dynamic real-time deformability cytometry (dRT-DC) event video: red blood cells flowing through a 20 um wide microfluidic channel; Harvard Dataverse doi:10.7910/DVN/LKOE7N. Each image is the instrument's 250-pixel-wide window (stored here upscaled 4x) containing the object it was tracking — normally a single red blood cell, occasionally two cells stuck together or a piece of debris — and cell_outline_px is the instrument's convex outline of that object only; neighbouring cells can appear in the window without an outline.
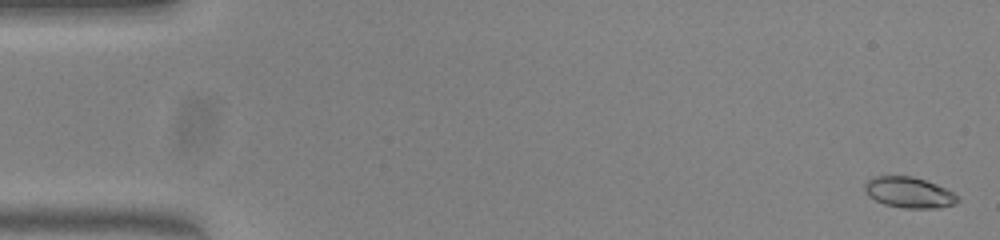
{"species": "common noctule bat (a hibernating species)", "species_latin": "Nyctalus noctula", "temperature_condition": "warm", "stored_images_in_passage": 52, "camera_frame_rate_fps": 3000, "um_per_image_px": 0.085, "animal": {"sex": "female", "body_mass_g": 23.0, "forearm_length_mm": 53.4}, "frame": {"image": 1, "passage_image": 2, "time_ms": 0.333, "image_size_px": [1000, 240], "cell_outline_px": [[960, 200], [956, 204], [940, 208], [904, 208], [884, 204], [876, 200], [864, 188], [864, 184], [868, 180], [876, 176], [912, 176], [936, 184], [952, 192]], "centroid_in_image_um": [77.3, 16.37], "position_along_channel_um": 7.7, "area_um2": 16.42}}
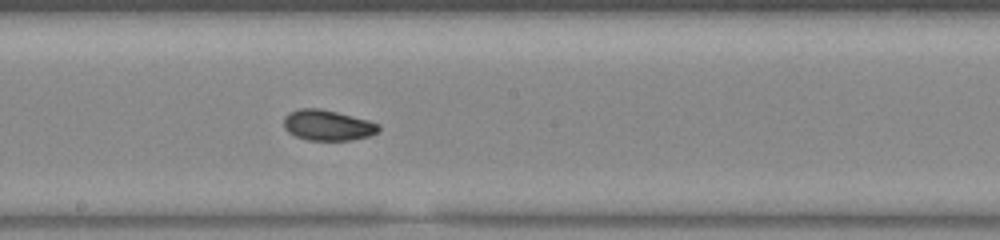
{"frame": {"image": 2, "passage_image": 29, "time_ms": 9.333, "image_size_px": [1000, 240], "cell_outline_px": [[380, 128], [376, 132], [368, 136], [352, 140], [308, 140], [296, 136], [288, 132], [284, 128], [284, 116], [288, 112], [300, 108], [320, 108], [368, 120], [380, 124]], "centroid_in_image_um": [27.82, 10.64], "position_along_channel_um": 220.4, "area_um2": 16.88}}
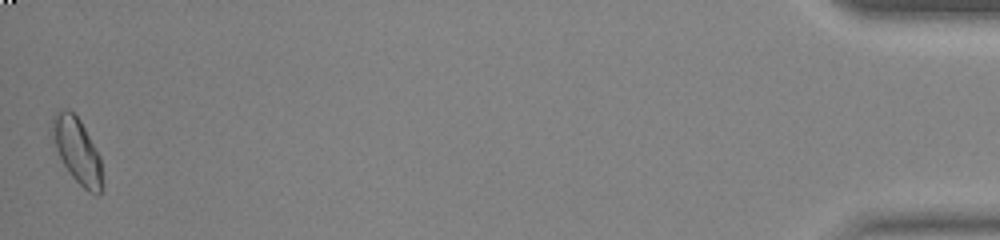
{"frame": {"image": 3, "passage_image": 52, "time_ms": 17.0, "image_size_px": [1000, 240], "cell_outline_px": [[100, 192], [96, 196], [88, 192], [72, 176], [64, 164], [56, 148], [52, 136], [56, 112], [64, 108], [68, 108], [80, 120], [100, 156]], "centroid_in_image_um": [6.56, 12.79], "position_along_channel_um": 428.6, "area_um2": 18.15}, "authors_computed_cell_mechanics": {"area_um2": 16.7909, "velocity_mm_per_s": 3.9917, "shape_relaxation_time_tau1_ms": 3.7648, "shape_relaxation_time_tau2_ms": 2.2016, "deformation_change_tau1": 0.1427, "deformation_change_tau2": 0.0641}}